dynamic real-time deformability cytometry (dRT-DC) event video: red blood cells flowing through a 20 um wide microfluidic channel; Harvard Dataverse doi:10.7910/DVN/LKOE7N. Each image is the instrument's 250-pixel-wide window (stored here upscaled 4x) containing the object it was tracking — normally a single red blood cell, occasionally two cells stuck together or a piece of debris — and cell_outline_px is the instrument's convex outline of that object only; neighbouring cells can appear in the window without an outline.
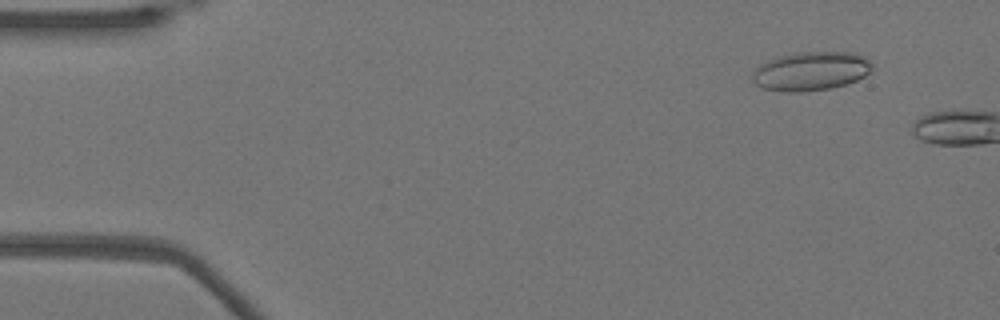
{"species": "Egyptian fruit bat (a non-hibernating species)", "species_latin": "Rousettus aegyptiacus", "temperature_condition": "warm", "stored_images_in_passage": 7, "camera_frame_rate_fps": 3000, "um_per_image_px": 0.085, "animal": {"sex": "female"}, "frame": {"image": 1, "passage_image": 5, "time_ms": 1.333, "image_size_px": [1000, 320], "cell_outline_px": [[872, 72], [856, 80], [832, 88], [800, 92], [788, 92], [764, 88], [756, 84], [752, 80], [752, 72], [760, 64], [768, 60], [792, 52], [856, 52], [864, 56], [872, 64]], "centroid_in_image_um": [68.94, 6.03], "position_along_channel_um": 16.1, "area_um2": 27.22}}